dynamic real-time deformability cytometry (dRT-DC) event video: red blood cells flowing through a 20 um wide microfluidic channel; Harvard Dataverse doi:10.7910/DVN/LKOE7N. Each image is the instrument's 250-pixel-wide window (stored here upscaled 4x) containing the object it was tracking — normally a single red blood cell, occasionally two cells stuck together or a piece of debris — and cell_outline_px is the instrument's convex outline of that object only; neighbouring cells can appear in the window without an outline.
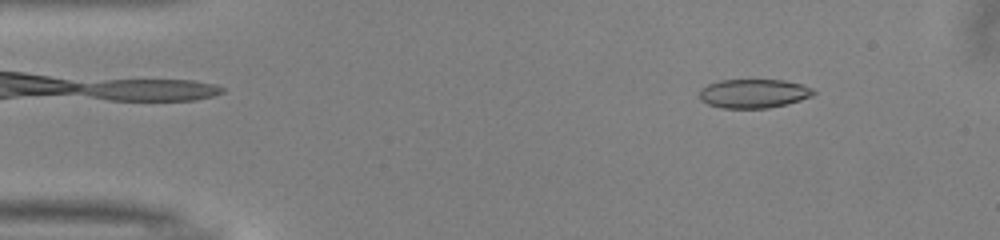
{"species": "common noctule bat (a hibernating species)", "species_latin": "Nyctalus noctula", "temperature_condition": "warm", "stored_images_in_passage": 49, "camera_frame_rate_fps": 3000, "um_per_image_px": 0.085, "animal": {"sex": "male", "body_mass_g": 13.0, "forearm_length_mm": 53.1}, "frame": {"image": 1, "passage_image": 5, "time_ms": 1.333, "image_size_px": [1000, 240], "cell_outline_px": [[816, 92], [812, 96], [800, 100], [768, 108], [720, 108], [708, 104], [700, 100], [700, 88], [708, 84], [720, 80], [784, 80], [804, 84], [812, 88]], "centroid_in_image_um": [64.06, 7.94], "position_along_channel_um": 20.9, "area_um2": 19.31}}
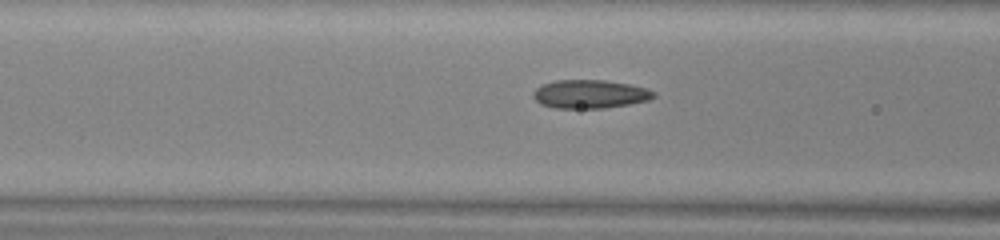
{"frame": {"image": 2, "passage_image": 18, "time_ms": 5.667, "image_size_px": [1000, 240], "cell_outline_px": [[656, 96], [648, 100], [628, 104], [604, 108], [556, 108], [540, 104], [532, 96], [532, 92], [540, 84], [556, 80], [604, 80], [628, 84], [644, 88], [656, 92]], "centroid_in_image_um": [50.1, 7.99], "position_along_channel_um": 116.5, "area_um2": 20.0}}
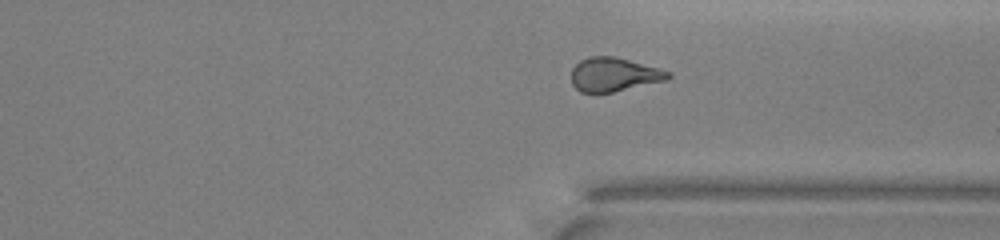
{"frame": {"image": 3, "passage_image": 36, "time_ms": 11.667, "image_size_px": [1000, 240], "cell_outline_px": [[672, 76], [668, 80], [596, 96], [580, 92], [572, 84], [572, 68], [580, 60], [588, 56], [612, 56], [660, 68], [672, 72]], "centroid_in_image_um": [52.18, 6.37], "position_along_channel_um": 359.2, "area_um2": 19.65}, "authors_computed_cell_mechanics": {"area_um2": 19.5942, "velocity_mm_per_s": 4.0495, "shape_relaxation_time_tau1_ms": 10.7428, "shape_relaxation_time_tau2_ms": 1.339, "deformation_change_tau1": 0.2788, "deformation_change_tau2": 0.0898}}